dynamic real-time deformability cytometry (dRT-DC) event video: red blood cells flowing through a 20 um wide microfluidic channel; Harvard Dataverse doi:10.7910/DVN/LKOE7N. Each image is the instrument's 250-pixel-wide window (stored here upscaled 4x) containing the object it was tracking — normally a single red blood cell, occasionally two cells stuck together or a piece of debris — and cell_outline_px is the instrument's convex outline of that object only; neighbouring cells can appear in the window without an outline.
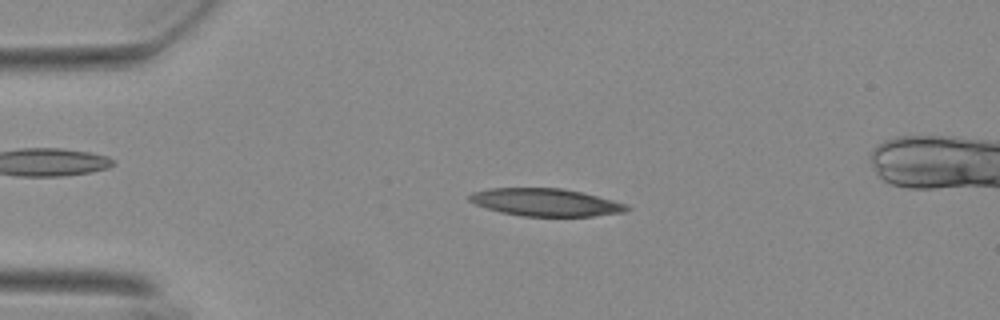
{"species": "Egyptian fruit bat (a non-hibernating species)", "species_latin": "Rousettus aegyptiacus", "temperature_condition": "warm", "stored_images_in_passage": 53, "camera_frame_rate_fps": 3000, "um_per_image_px": 0.085, "animal": {"sex": "female"}, "frame": {"image": 1, "passage_image": 10, "time_ms": 3.0, "image_size_px": [1000, 320], "cell_outline_px": [[632, 208], [624, 212], [592, 216], [520, 216], [500, 212], [476, 204], [468, 200], [468, 196], [472, 192], [492, 188], [560, 188], [580, 192], [628, 204]], "centroid_in_image_um": [46.38, 17.2], "position_along_channel_um": 38.6, "area_um2": 25.14}}
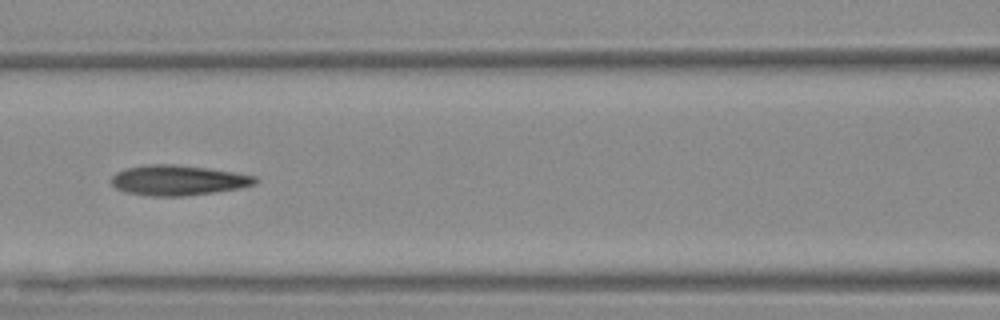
{"frame": {"image": 2, "passage_image": 22, "time_ms": 7.0, "image_size_px": [1000, 320], "cell_outline_px": [[256, 184], [240, 188], [212, 192], [180, 196], [152, 196], [128, 192], [116, 188], [112, 184], [112, 176], [116, 172], [128, 168], [144, 164], [176, 164], [208, 168], [256, 176]], "centroid_in_image_um": [15.12, 15.31], "position_along_channel_um": 151.5, "area_um2": 25.03}}
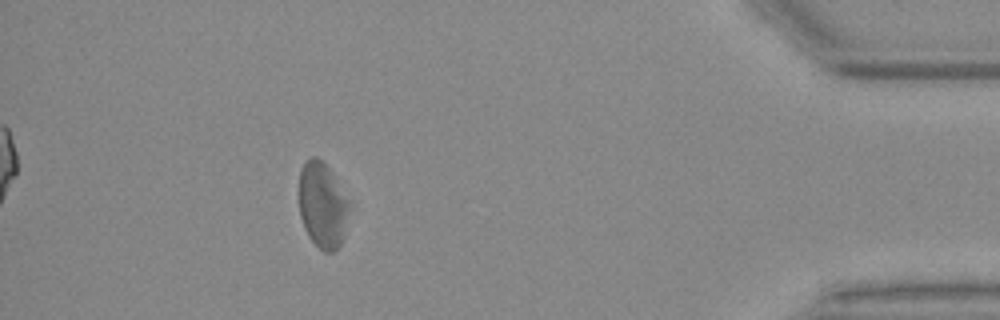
{"frame": {"image": 3, "passage_image": 47, "time_ms": 15.333, "image_size_px": [1000, 320], "cell_outline_px": [[356, 208], [344, 236], [340, 244], [332, 252], [324, 252], [308, 236], [304, 228], [300, 216], [300, 172], [304, 160], [312, 156], [316, 156], [328, 168]], "centroid_in_image_um": [27.5, 17.46], "position_along_channel_um": 407.7, "area_um2": 25.89}, "authors_computed_cell_mechanics": {"area_um2": 25.8944, "velocity_mm_per_s": 3.696, "shape_relaxation_time_tau1_ms": 8.7722, "shape_relaxation_time_tau2_ms": 3.6139, "deformation_change_tau1": 0.1975, "deformation_change_tau2": 0.1427}}